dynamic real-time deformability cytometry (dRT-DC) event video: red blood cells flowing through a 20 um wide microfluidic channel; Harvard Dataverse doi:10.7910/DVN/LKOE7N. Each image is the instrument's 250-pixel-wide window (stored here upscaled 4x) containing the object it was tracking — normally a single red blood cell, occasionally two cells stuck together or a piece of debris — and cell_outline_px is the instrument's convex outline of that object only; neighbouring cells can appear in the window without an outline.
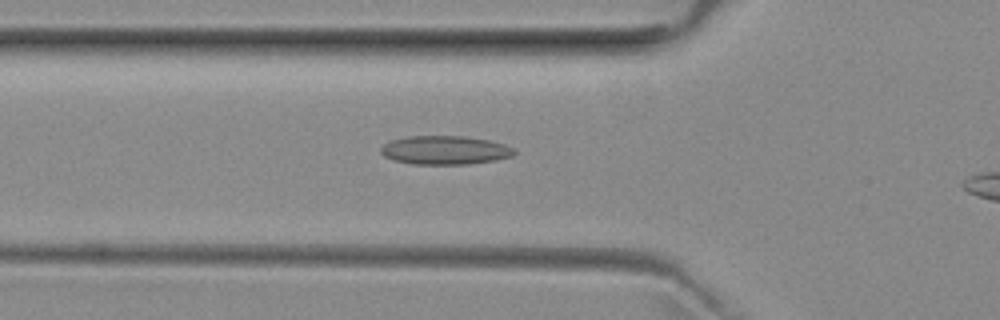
{"species": "common noctule bat (a hibernating species)", "species_latin": "Nyctalus noctula", "temperature_condition": "room temperature", "stored_images_in_passage": 35, "camera_frame_rate_fps": 3000, "um_per_image_px": 0.085, "animal": {"sex": "female", "body_mass_g": 29.2, "forearm_length_mm": 56.3}, "frame": {"image": 1, "passage_image": 8, "time_ms": 2.333, "image_size_px": [1000, 320], "cell_outline_px": [[516, 152], [512, 156], [496, 160], [468, 164], [412, 164], [396, 160], [384, 156], [380, 152], [380, 148], [384, 144], [392, 140], [408, 136], [464, 136], [488, 140], [504, 144], [516, 148]], "centroid_in_image_um": [37.85, 12.76], "position_along_channel_um": 88.0, "area_um2": 22.31}}
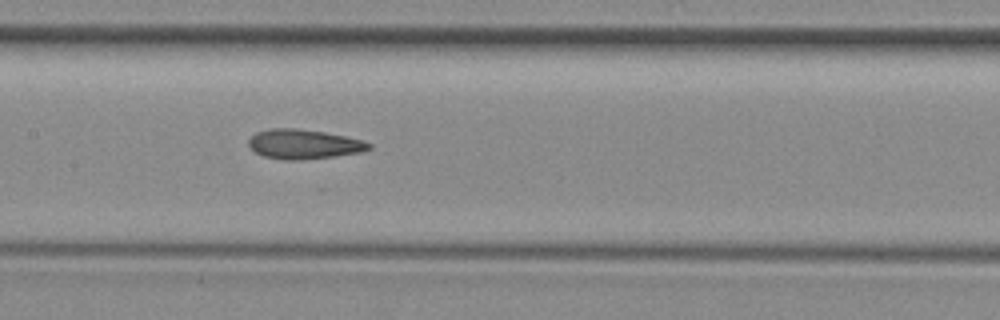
{"frame": {"image": 2, "passage_image": 15, "time_ms": 4.667, "image_size_px": [1000, 320], "cell_outline_px": [[372, 148], [360, 152], [332, 156], [296, 160], [284, 160], [264, 156], [256, 152], [248, 144], [248, 140], [256, 132], [268, 128], [296, 128], [324, 132], [364, 140], [372, 144]], "centroid_in_image_um": [25.81, 12.24], "position_along_channel_um": 181.6, "area_um2": 20.58}}
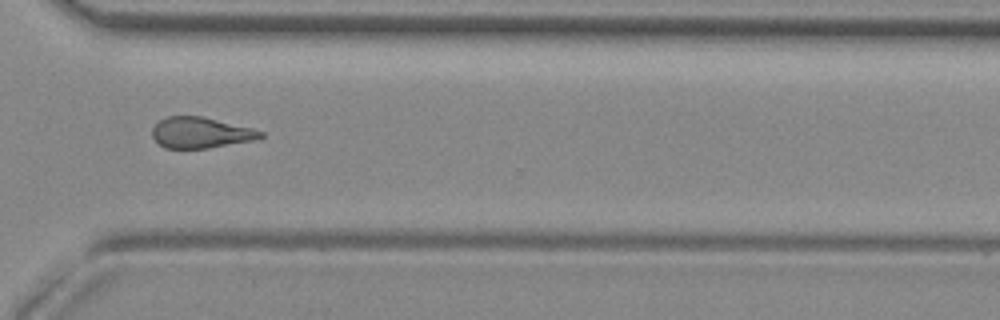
{"frame": {"image": 3, "passage_image": 28, "time_ms": 9.0, "image_size_px": [1000, 320], "cell_outline_px": [[264, 136], [256, 140], [208, 148], [164, 148], [152, 136], [152, 128], [164, 116], [200, 116], [252, 128], [264, 132]], "centroid_in_image_um": [17.06, 11.28], "position_along_channel_um": 353.5, "area_um2": 19.42}, "authors_computed_cell_mechanics": {"area_um2": 20.2878, "velocity_mm_per_s": 3.9772, "shape_relaxation_time_tau1_ms": null, "shape_relaxation_time_tau2_ms": 2.4102, "deformation_change_tau1": null, "deformation_change_tau2": 0.1194}}